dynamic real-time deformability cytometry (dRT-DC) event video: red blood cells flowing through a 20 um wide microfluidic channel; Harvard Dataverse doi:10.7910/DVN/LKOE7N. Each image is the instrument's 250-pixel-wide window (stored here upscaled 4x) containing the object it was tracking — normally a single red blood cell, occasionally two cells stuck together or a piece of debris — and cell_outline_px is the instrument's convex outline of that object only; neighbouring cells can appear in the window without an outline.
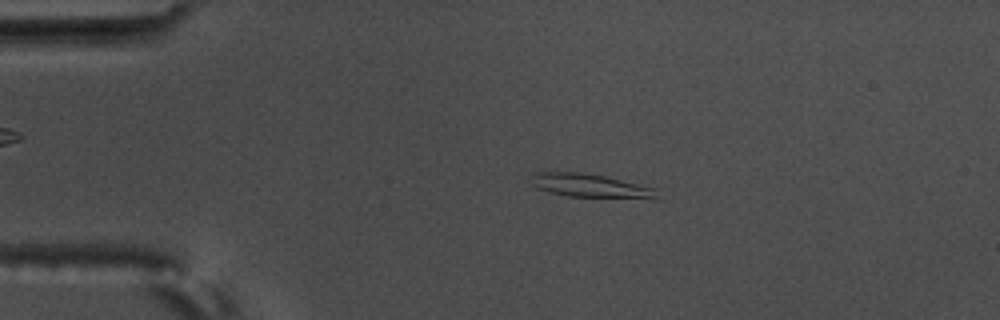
{"species": "common noctule bat (a hibernating species)", "species_latin": "Nyctalus noctula", "temperature_condition": "warm", "stored_images_in_passage": 5, "camera_frame_rate_fps": 3000, "um_per_image_px": 0.085, "animal": {"sex": "male", "body_mass_g": 17.5, "forearm_length_mm": 52.3}, "frame": {"image": 1, "passage_image": 3, "time_ms": 0.667, "image_size_px": [1000, 320], "cell_outline_px": [[656, 196], [568, 196], [548, 192], [536, 188], [532, 184], [532, 176], [540, 172], [580, 172], [604, 176], [656, 188]], "centroid_in_image_um": [50.0, 15.74], "position_along_channel_um": 35.0, "area_um2": 16.18}}